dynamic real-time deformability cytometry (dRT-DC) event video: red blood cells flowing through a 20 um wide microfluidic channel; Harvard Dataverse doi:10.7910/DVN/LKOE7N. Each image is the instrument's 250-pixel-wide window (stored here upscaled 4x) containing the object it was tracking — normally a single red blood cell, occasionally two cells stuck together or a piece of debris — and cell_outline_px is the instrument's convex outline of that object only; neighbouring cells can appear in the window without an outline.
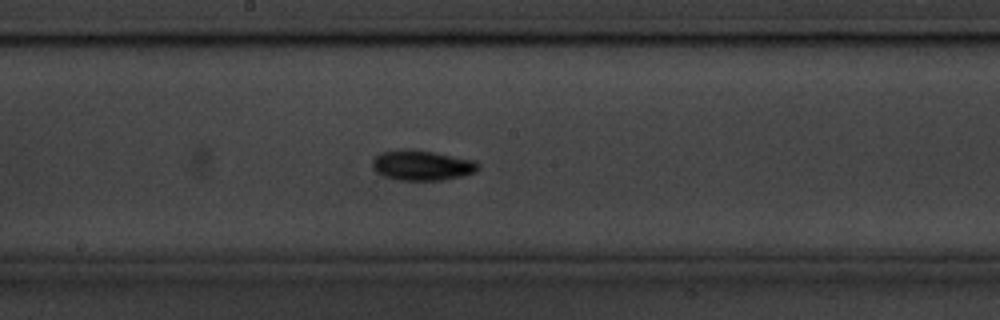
{"species": "common noctule bat (a hibernating species)", "species_latin": "Nyctalus noctula", "temperature_condition": "cold", "stored_images_in_passage": 50, "camera_frame_rate_fps": 3000, "um_per_image_px": 0.085, "animal": {"sex": "male", "body_mass_g": 20.1, "forearm_length_mm": 53.5}, "frame": {"image": 1, "passage_image": 22, "time_ms": 7.0, "image_size_px": [1000, 320], "cell_outline_px": [[480, 168], [476, 172], [464, 176], [444, 180], [396, 180], [384, 176], [376, 172], [372, 168], [372, 160], [380, 152], [404, 148], [416, 148], [476, 160], [480, 164]], "centroid_in_image_um": [35.89, 14.03], "position_along_channel_um": 212.3, "area_um2": 19.25}}
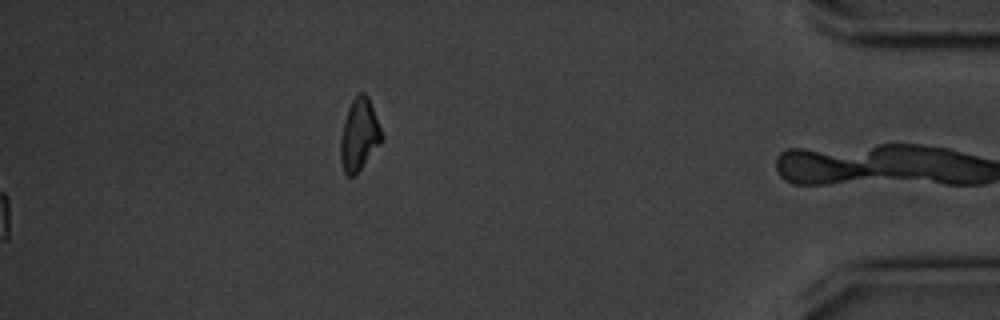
{"frame": {"image": 2, "passage_image": 50, "time_ms": 16.333, "image_size_px": [1000, 320], "cell_outline_px": [[384, 140], [356, 176], [348, 176], [344, 172], [340, 160], [340, 140], [344, 120], [348, 108], [352, 100], [360, 92], [364, 92], [368, 96], [384, 136]], "centroid_in_image_um": [30.55, 11.49], "position_along_channel_um": 404.7, "area_um2": 17.57}}